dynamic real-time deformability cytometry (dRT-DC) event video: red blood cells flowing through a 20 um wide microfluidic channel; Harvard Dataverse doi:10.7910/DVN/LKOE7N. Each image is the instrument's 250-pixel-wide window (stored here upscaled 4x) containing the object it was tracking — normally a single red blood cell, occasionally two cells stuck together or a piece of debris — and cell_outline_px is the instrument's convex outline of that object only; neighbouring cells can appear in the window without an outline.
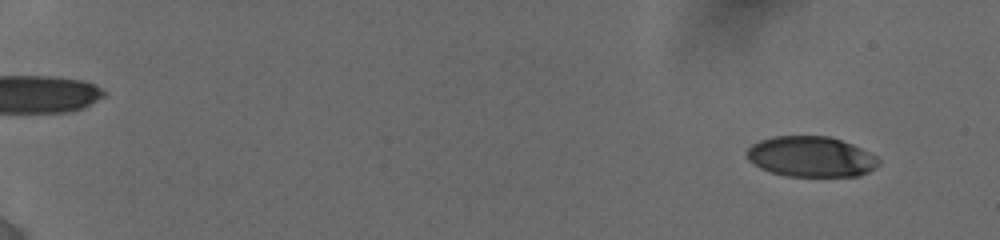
{"species": "human", "species_latin": "Homo sapiens", "temperature_condition": "cold", "stored_images_in_passage": 17, "camera_frame_rate_fps": 3000, "um_per_image_px": 0.085, "donor": {"sex": "female"}, "frame": {"image": 1, "passage_image": 2, "time_ms": 1.0, "image_size_px": [1000, 240], "cell_outline_px": [[880, 164], [876, 168], [860, 176], [784, 176], [768, 172], [760, 168], [748, 160], [748, 148], [752, 144], [760, 140], [772, 136], [828, 136], [852, 144], [876, 156], [880, 160]], "centroid_in_image_um": [68.93, 13.33], "position_along_channel_um": 16.1, "area_um2": 31.21}}
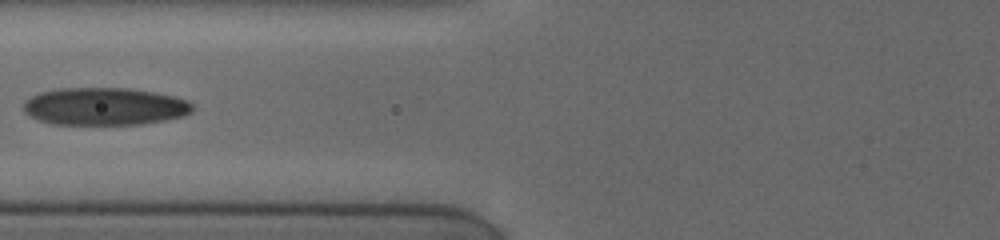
{"frame": {"image": 2, "passage_image": 13, "time_ms": 8.333, "image_size_px": [1000, 240], "cell_outline_px": [[192, 112], [184, 116], [164, 120], [140, 124], [52, 124], [28, 116], [24, 112], [24, 100], [40, 92], [60, 88], [128, 88], [176, 96], [192, 104]], "centroid_in_image_um": [8.86, 9.04], "position_along_channel_um": 116.9, "area_um2": 36.93}}
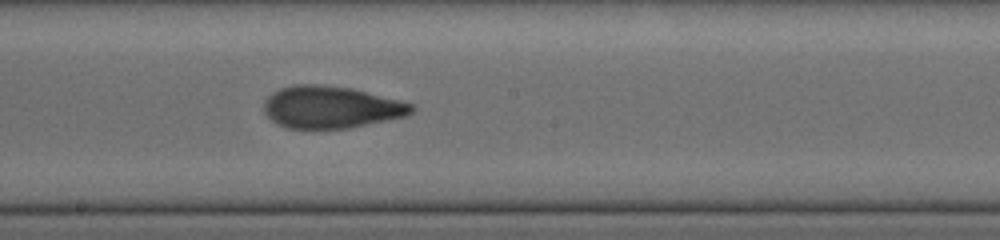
{"frame": {"image": 3, "passage_image": 17, "time_ms": 11.0, "image_size_px": [1000, 240], "cell_outline_px": [[416, 108], [412, 112], [404, 116], [348, 128], [288, 128], [276, 124], [264, 112], [264, 100], [272, 92], [280, 88], [296, 84], [320, 84], [352, 88], [412, 104]], "centroid_in_image_um": [28.08, 9.1], "position_along_channel_um": 220.1, "area_um2": 35.95}}